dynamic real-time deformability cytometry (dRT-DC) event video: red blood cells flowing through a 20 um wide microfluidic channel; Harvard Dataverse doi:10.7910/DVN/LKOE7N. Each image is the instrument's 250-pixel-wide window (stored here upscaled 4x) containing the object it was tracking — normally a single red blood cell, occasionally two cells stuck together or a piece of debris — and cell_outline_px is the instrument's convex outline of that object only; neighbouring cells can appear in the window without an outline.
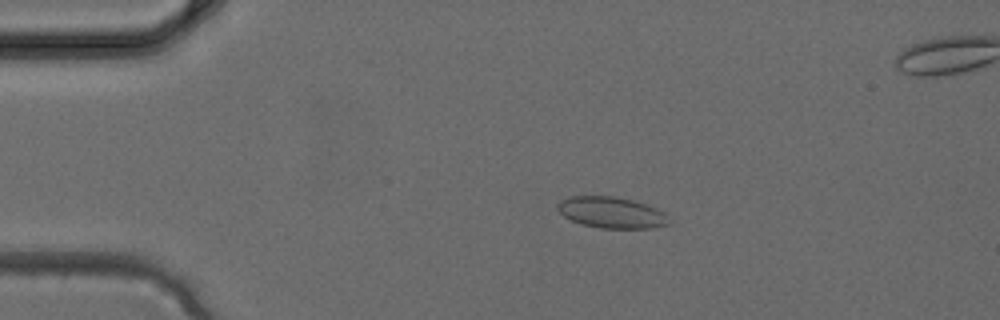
{"species": "common noctule bat (a hibernating species)", "species_latin": "Nyctalus noctula", "temperature_condition": "cold", "stored_images_in_passage": 3, "camera_frame_rate_fps": 3000, "um_per_image_px": 0.085, "animal": {"sex": "female", "body_mass_g": 24.6, "forearm_length_mm": 56.2}, "frame": {"image": 1, "passage_image": 2, "time_ms": 0.333, "image_size_px": [1000, 320], "cell_outline_px": [[672, 224], [656, 228], [600, 228], [580, 224], [564, 216], [556, 208], [556, 204], [560, 200], [572, 196], [612, 196], [632, 200], [656, 208], [664, 212]], "centroid_in_image_um": [51.98, 18.07], "position_along_channel_um": 33.0, "area_um2": 20.35}}